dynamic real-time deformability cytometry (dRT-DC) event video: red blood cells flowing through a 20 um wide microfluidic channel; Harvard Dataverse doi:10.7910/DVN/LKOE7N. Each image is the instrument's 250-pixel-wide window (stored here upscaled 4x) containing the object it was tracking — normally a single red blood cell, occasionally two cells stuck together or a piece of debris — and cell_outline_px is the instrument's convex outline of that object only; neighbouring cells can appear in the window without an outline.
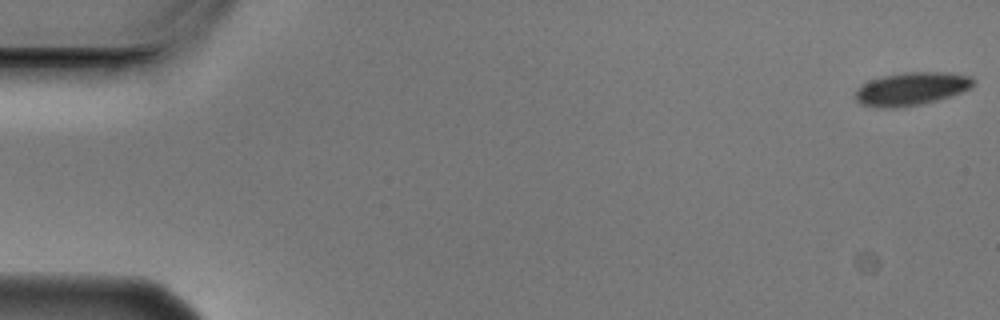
{"species": "Egyptian fruit bat (a non-hibernating species)", "species_latin": "Rousettus aegyptiacus", "temperature_condition": "cold", "stored_images_in_passage": 7, "camera_frame_rate_fps": 3000, "um_per_image_px": 0.085, "animal": {"sex": "male"}, "frame": {"image": 1, "passage_image": 1, "time_ms": 0.0, "image_size_px": [1000, 320], "cell_outline_px": [[976, 84], [972, 88], [952, 96], [920, 104], [900, 108], [876, 108], [860, 104], [856, 100], [856, 88], [872, 80], [884, 76], [904, 72], [948, 72], [972, 76], [976, 80]], "centroid_in_image_um": [77.53, 7.55], "position_along_channel_um": 7.5, "area_um2": 23.0}}
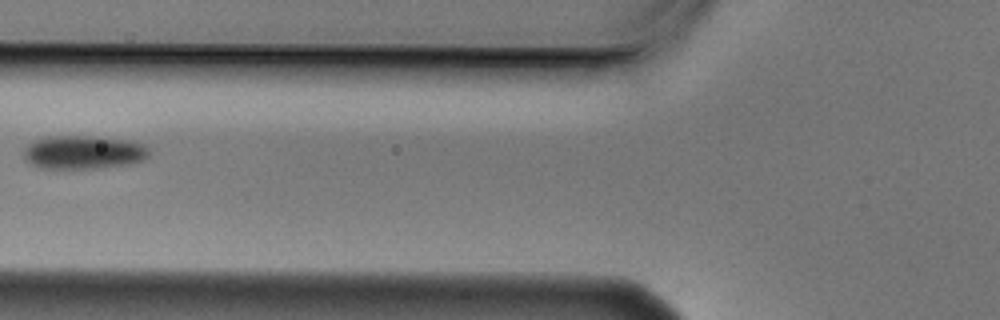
{"frame": {"image": 2, "passage_image": 6, "time_ms": 1.667, "image_size_px": [1000, 320], "cell_outline_px": [[152, 152], [144, 160], [132, 164], [100, 168], [40, 168], [24, 160], [24, 148], [28, 144], [44, 136], [100, 136], [132, 140], [144, 144]], "centroid_in_image_um": [7.15, 12.93], "position_along_channel_um": 118.6, "area_um2": 25.03}}
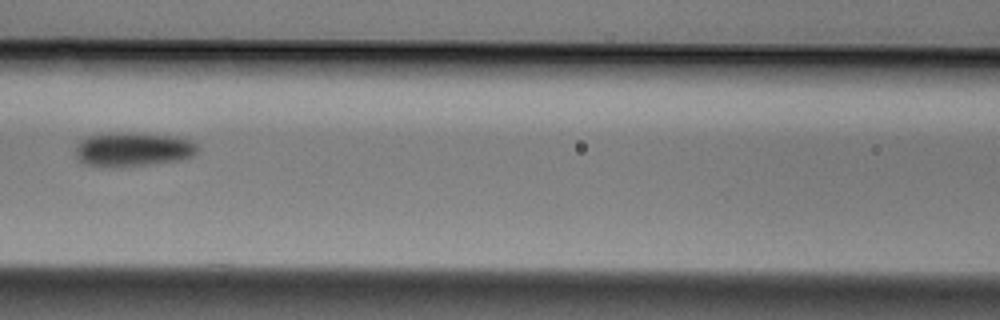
{"frame": {"image": 3, "passage_image": 7, "time_ms": 2.0, "image_size_px": [1000, 320], "cell_outline_px": [[196, 152], [192, 156], [176, 160], [148, 164], [84, 164], [76, 156], [76, 144], [80, 140], [88, 136], [112, 132], [128, 132], [176, 136], [192, 140], [196, 144]], "centroid_in_image_um": [11.31, 12.63], "position_along_channel_um": 155.3, "area_um2": 23.47}}